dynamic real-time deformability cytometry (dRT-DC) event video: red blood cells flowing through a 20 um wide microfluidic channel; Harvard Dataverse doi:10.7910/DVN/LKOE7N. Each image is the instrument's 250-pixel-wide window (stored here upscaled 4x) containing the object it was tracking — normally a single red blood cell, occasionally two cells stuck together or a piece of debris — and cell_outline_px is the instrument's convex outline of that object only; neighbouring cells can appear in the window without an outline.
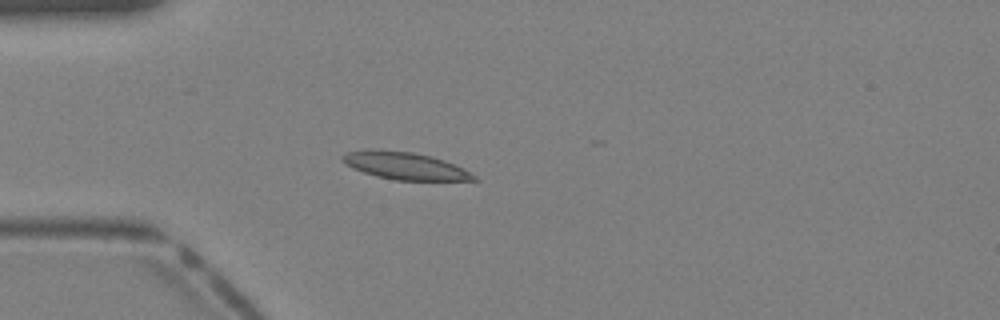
{"species": "Egyptian fruit bat (a non-hibernating species)", "species_latin": "Rousettus aegyptiacus", "temperature_condition": "warm", "stored_images_in_passage": 30, "camera_frame_rate_fps": 3000, "um_per_image_px": 0.085, "animal": {"sex": "female"}, "frame": {"image": 1, "passage_image": 1, "time_ms": 0.0, "image_size_px": [1000, 320], "cell_outline_px": [[480, 180], [396, 180], [376, 176], [352, 168], [344, 164], [340, 160], [340, 156], [348, 152], [364, 148], [412, 152], [432, 156], [444, 160], [464, 168], [476, 176]], "centroid_in_image_um": [34.37, 14.08], "position_along_channel_um": 50.6, "area_um2": 21.1}}
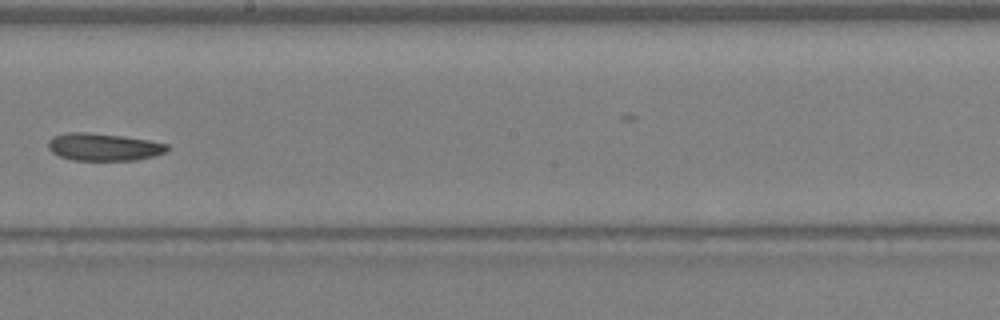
{"frame": {"image": 2, "passage_image": 13, "time_ms": 4.0, "image_size_px": [1000, 320], "cell_outline_px": [[168, 148], [164, 152], [152, 156], [136, 160], [72, 160], [60, 156], [52, 152], [48, 148], [48, 140], [52, 136], [68, 132], [88, 132], [124, 136], [148, 140], [168, 144]], "centroid_in_image_um": [8.76, 12.48], "position_along_channel_um": 239.4, "area_um2": 19.02}}
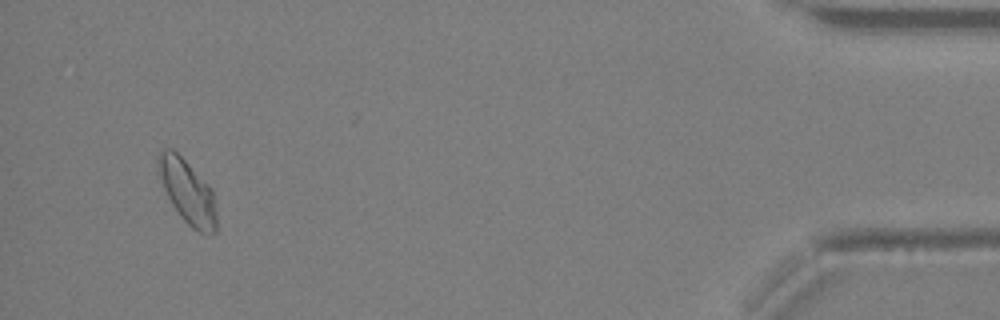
{"frame": {"image": 3, "passage_image": 28, "time_ms": 9.0, "image_size_px": [1000, 320], "cell_outline_px": [[216, 232], [200, 232], [192, 228], [180, 216], [172, 204], [164, 188], [160, 176], [156, 160], [156, 156], [164, 148], [172, 148], [212, 188], [216, 212]], "centroid_in_image_um": [15.93, 16.27], "position_along_channel_um": 419.3, "area_um2": 21.27}}